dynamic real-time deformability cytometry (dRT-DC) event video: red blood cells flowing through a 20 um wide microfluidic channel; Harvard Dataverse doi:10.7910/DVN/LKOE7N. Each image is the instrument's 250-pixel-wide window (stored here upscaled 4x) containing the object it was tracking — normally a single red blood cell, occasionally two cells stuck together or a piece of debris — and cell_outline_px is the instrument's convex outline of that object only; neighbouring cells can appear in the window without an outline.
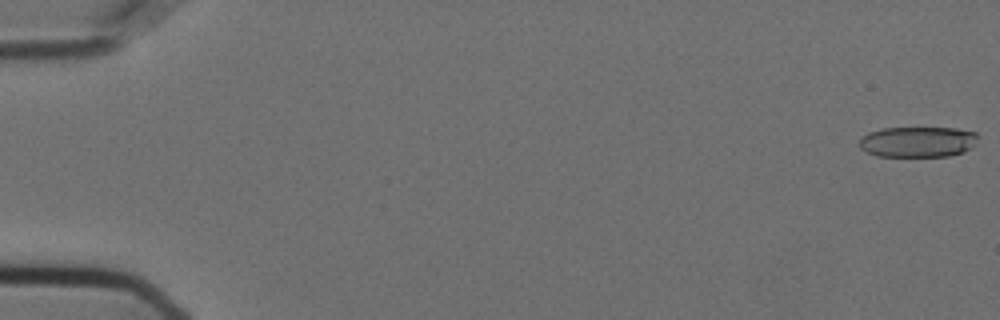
{"species": "Egyptian fruit bat (a non-hibernating species)", "species_latin": "Rousettus aegyptiacus", "temperature_condition": "cold", "stored_images_in_passage": 57, "camera_frame_rate_fps": 3000, "um_per_image_px": 0.085, "animal": {"sex": "female"}, "frame": {"image": 1, "passage_image": 1, "time_ms": 0.0, "image_size_px": [1000, 320], "cell_outline_px": [[980, 136], [976, 144], [972, 148], [964, 152], [948, 156], [876, 156], [860, 148], [860, 136], [868, 132], [884, 128], [956, 128], [976, 132]], "centroid_in_image_um": [78.05, 12.05], "position_along_channel_um": 6.9, "area_um2": 21.44}}
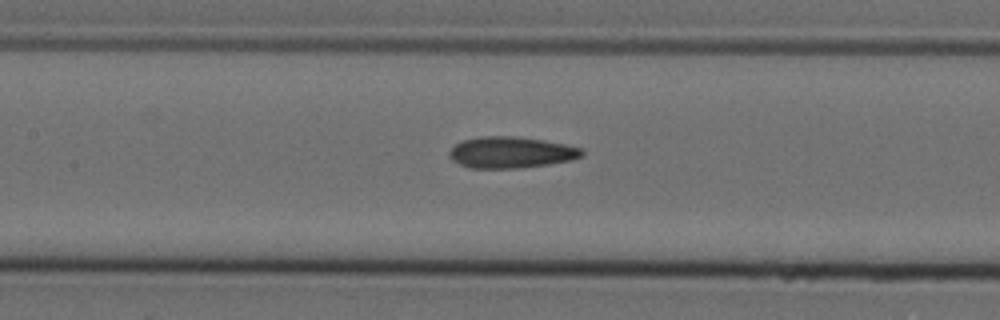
{"frame": {"image": 2, "passage_image": 27, "time_ms": 8.667, "image_size_px": [1000, 320], "cell_outline_px": [[584, 156], [572, 160], [548, 164], [520, 168], [468, 168], [452, 160], [448, 156], [448, 152], [456, 144], [464, 140], [480, 136], [516, 136], [544, 140], [584, 148]], "centroid_in_image_um": [43.46, 12.95], "position_along_channel_um": 163.9, "area_um2": 24.39}}
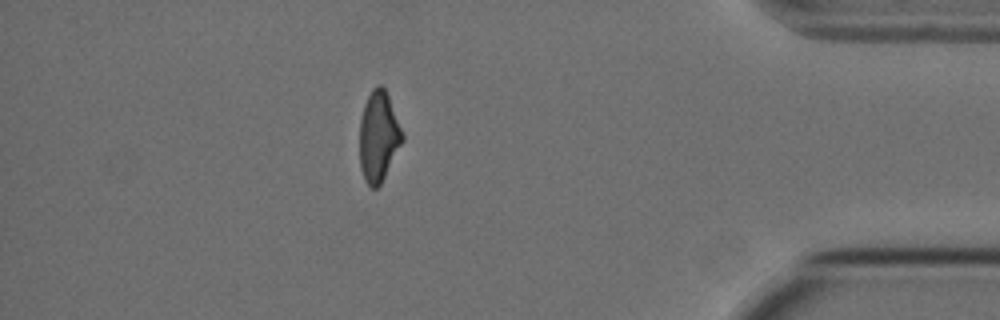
{"frame": {"image": 3, "passage_image": 50, "time_ms": 16.333, "image_size_px": [1000, 320], "cell_outline_px": [[404, 140], [380, 184], [376, 188], [372, 188], [364, 180], [360, 168], [360, 116], [364, 104], [372, 88], [376, 84], [380, 84], [384, 88], [388, 96], [404, 136]], "centroid_in_image_um": [32.16, 11.59], "position_along_channel_um": 403.0, "area_um2": 22.37}, "authors_computed_cell_mechanics": {"area_um2": 23.409, "velocity_mm_per_s": 3.6215, "shape_relaxation_time_tau1_ms": null, "shape_relaxation_time_tau2_ms": 3.3425, "deformation_change_tau1": null, "deformation_change_tau2": 0.1318}}